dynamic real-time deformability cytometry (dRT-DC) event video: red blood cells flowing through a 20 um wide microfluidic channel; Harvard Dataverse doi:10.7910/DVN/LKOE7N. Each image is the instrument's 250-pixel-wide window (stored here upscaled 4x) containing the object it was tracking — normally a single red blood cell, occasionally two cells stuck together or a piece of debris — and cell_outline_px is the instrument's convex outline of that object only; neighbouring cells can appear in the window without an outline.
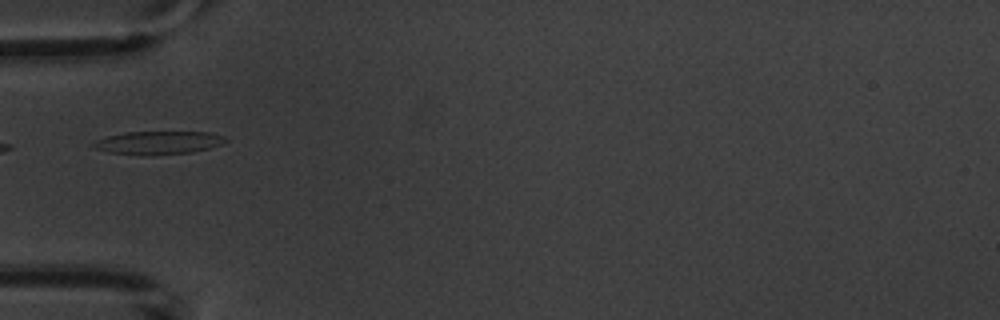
{"species": "common noctule bat (a hibernating species)", "species_latin": "Nyctalus noctula", "temperature_condition": "warm", "stored_images_in_passage": 1, "camera_frame_rate_fps": 3000, "um_per_image_px": 0.085, "animal": {"sex": "male", "body_mass_g": 20.1, "forearm_length_mm": 53.5}, "frame": {"image": 1, "passage_image": 1, "time_ms": 0.0, "image_size_px": [1000, 320], "cell_outline_px": [[228, 140], [220, 144], [208, 148], [192, 152], [152, 156], [140, 156], [108, 152], [96, 148], [88, 144], [96, 140], [108, 136], [124, 132], [208, 132], [224, 136]], "centroid_in_image_um": [13.4, 12.14], "position_along_channel_um": 71.6, "area_um2": 18.03}}